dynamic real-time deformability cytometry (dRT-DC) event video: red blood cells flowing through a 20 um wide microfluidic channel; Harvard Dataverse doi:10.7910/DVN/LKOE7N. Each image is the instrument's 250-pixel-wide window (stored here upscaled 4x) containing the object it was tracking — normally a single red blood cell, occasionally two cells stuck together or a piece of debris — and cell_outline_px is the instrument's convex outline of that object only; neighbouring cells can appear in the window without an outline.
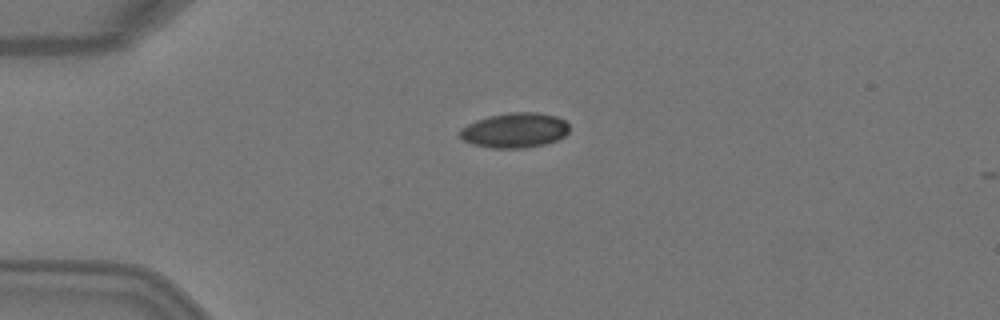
{"species": "Egyptian fruit bat (a non-hibernating species)", "species_latin": "Rousettus aegyptiacus", "temperature_condition": "warm", "stored_images_in_passage": 3, "camera_frame_rate_fps": 3000, "um_per_image_px": 0.085, "animal": {"sex": "female"}, "frame": {"image": 1, "passage_image": 1, "time_ms": 0.0, "image_size_px": [1000, 320], "cell_outline_px": [[568, 132], [564, 136], [556, 140], [544, 144], [528, 148], [492, 148], [472, 144], [464, 140], [460, 136], [460, 128], [476, 120], [488, 116], [508, 112], [536, 112], [556, 116], [564, 120], [568, 124]], "centroid_in_image_um": [43.75, 11.07], "position_along_channel_um": 41.3, "area_um2": 22.31}}